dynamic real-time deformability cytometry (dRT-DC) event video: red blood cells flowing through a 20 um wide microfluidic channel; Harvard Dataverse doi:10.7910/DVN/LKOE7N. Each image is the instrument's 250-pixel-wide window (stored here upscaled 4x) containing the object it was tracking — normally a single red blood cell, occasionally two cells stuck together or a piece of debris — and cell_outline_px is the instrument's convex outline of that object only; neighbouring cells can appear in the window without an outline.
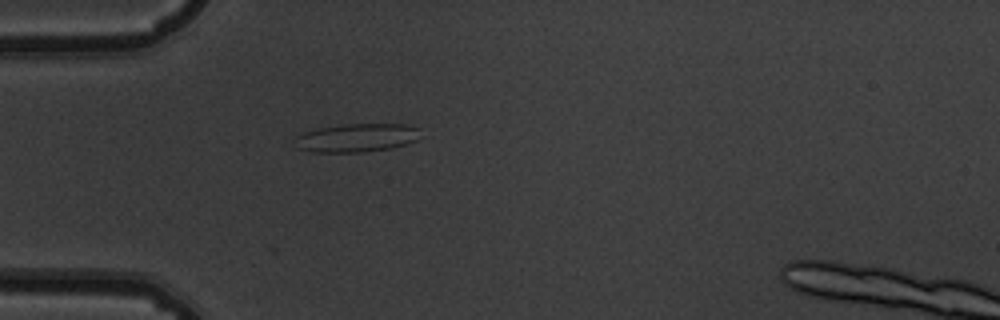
{"species": "common noctule bat (a hibernating species)", "species_latin": "Nyctalus noctula", "temperature_condition": "warm", "stored_images_in_passage": 9, "camera_frame_rate_fps": 3000, "um_per_image_px": 0.085, "animal": {"sex": "male", "body_mass_g": 19.5, "forearm_length_mm": 54.6}, "frame": {"image": 1, "passage_image": 1, "time_ms": 0.0, "image_size_px": [1000, 320], "cell_outline_px": [[420, 128], [416, 140], [392, 148], [360, 152], [312, 152], [296, 148], [296, 136], [300, 132], [316, 128], [348, 124], [404, 124]], "centroid_in_image_um": [30.26, 11.71], "position_along_channel_um": 54.7, "area_um2": 20.81}}
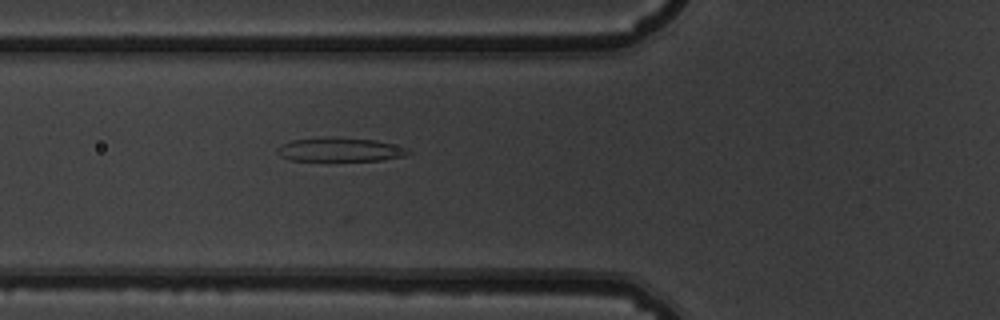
{"frame": {"image": 2, "passage_image": 5, "time_ms": 1.333, "image_size_px": [1000, 320], "cell_outline_px": [[412, 152], [404, 156], [380, 160], [288, 160], [280, 156], [276, 152], [276, 148], [292, 140], [320, 136], [328, 136], [376, 140], [392, 144], [404, 148]], "centroid_in_image_um": [28.84, 12.7], "position_along_channel_um": 97.0, "area_um2": 18.21}}